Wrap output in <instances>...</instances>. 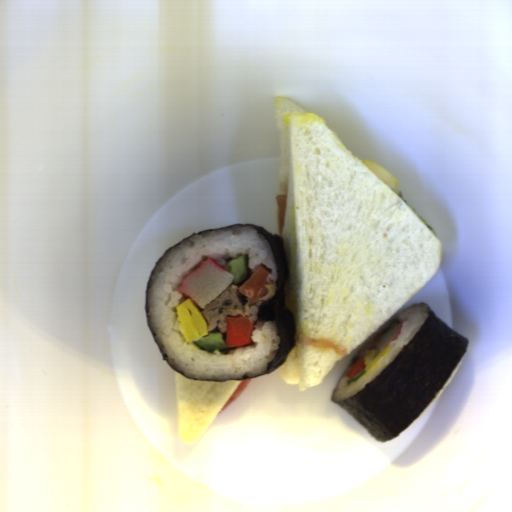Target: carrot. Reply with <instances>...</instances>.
<instances>
[{
    "mask_svg": "<svg viewBox=\"0 0 512 512\" xmlns=\"http://www.w3.org/2000/svg\"><path fill=\"white\" fill-rule=\"evenodd\" d=\"M226 325V346L235 348L246 345H252V334L255 329V323L250 322L249 316L230 315L224 320Z\"/></svg>",
    "mask_w": 512,
    "mask_h": 512,
    "instance_id": "b8716197",
    "label": "carrot"
},
{
    "mask_svg": "<svg viewBox=\"0 0 512 512\" xmlns=\"http://www.w3.org/2000/svg\"><path fill=\"white\" fill-rule=\"evenodd\" d=\"M269 275H271L269 269L260 265L240 287H237L239 293L247 296L251 304H257L259 298L268 293L266 285H270L267 280Z\"/></svg>",
    "mask_w": 512,
    "mask_h": 512,
    "instance_id": "cead05ca",
    "label": "carrot"
},
{
    "mask_svg": "<svg viewBox=\"0 0 512 512\" xmlns=\"http://www.w3.org/2000/svg\"><path fill=\"white\" fill-rule=\"evenodd\" d=\"M367 365H365V357H360L357 362L348 370L346 376L350 379L357 376L359 373L365 370Z\"/></svg>",
    "mask_w": 512,
    "mask_h": 512,
    "instance_id": "1c9b5961",
    "label": "carrot"
},
{
    "mask_svg": "<svg viewBox=\"0 0 512 512\" xmlns=\"http://www.w3.org/2000/svg\"><path fill=\"white\" fill-rule=\"evenodd\" d=\"M382 333H383V332H382V331H380V332H379V333H378V334L373 338L372 343H375V342H377L378 340H380V338L382 337V336H381V335H382Z\"/></svg>",
    "mask_w": 512,
    "mask_h": 512,
    "instance_id": "07d2c1c8",
    "label": "carrot"
}]
</instances>
